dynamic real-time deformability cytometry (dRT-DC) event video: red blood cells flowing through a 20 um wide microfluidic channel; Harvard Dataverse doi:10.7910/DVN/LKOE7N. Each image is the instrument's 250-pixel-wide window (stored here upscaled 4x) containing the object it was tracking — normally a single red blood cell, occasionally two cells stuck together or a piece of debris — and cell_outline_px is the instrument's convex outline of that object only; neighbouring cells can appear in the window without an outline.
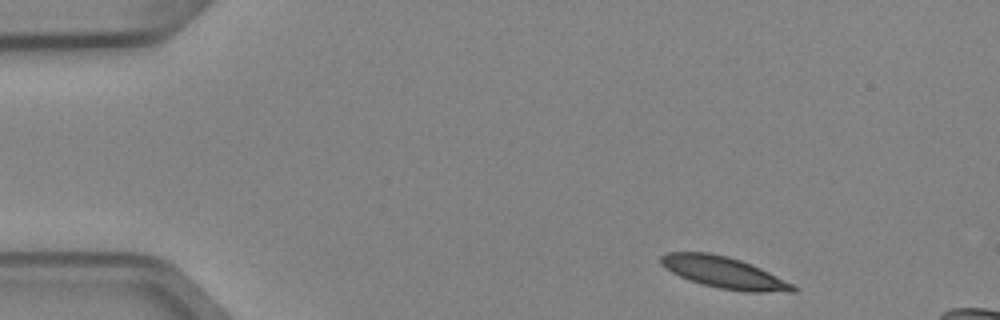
{"species": "Egyptian fruit bat (a non-hibernating species)", "species_latin": "Rousettus aegyptiacus", "temperature_condition": "cold", "stored_images_in_passage": 3, "camera_frame_rate_fps": 3000, "um_per_image_px": 0.085, "animal": {"sex": "female"}, "frame": {"image": 1, "passage_image": 1, "time_ms": 0.0, "image_size_px": [1000, 320], "cell_outline_px": [[800, 288], [796, 292], [744, 292], [720, 288], [700, 284], [680, 276], [664, 268], [660, 264], [660, 256], [668, 252], [708, 252], [728, 256], [752, 264], [796, 284]], "centroid_in_image_um": [61.6, 23.17], "position_along_channel_um": 23.4, "area_um2": 24.62}}